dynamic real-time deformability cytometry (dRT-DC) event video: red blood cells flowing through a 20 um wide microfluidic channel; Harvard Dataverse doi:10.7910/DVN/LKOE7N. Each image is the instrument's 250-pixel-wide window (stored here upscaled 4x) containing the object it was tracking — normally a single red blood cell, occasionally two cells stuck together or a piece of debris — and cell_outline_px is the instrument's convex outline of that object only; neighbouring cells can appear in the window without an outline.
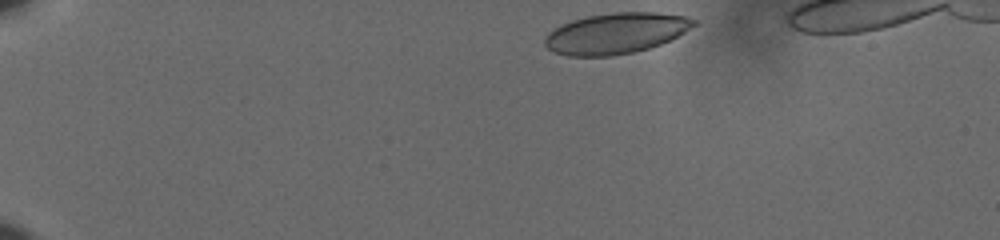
{"species": "human", "species_latin": "Homo sapiens", "temperature_condition": "cold", "stored_images_in_passage": 42, "camera_frame_rate_fps": 3000, "um_per_image_px": 0.085, "donor": {"sex": "male"}, "frame": {"image": 1, "passage_image": 1, "time_ms": 0.0, "image_size_px": [1000, 240], "cell_outline_px": [[696, 24], [684, 32], [660, 44], [648, 48], [632, 52], [612, 56], [568, 56], [552, 52], [544, 44], [544, 36], [548, 32], [560, 24], [572, 20], [588, 16], [612, 12], [656, 12], [684, 16], [696, 20]], "centroid_in_image_um": [52.29, 2.83], "position_along_channel_um": 32.7, "area_um2": 35.37}}
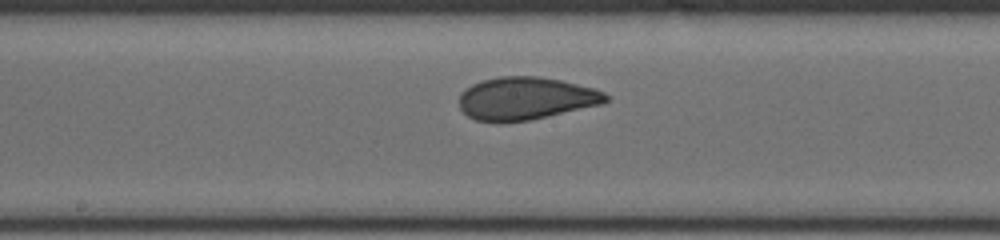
{"frame": {"image": 2, "passage_image": 23, "time_ms": 7.333, "image_size_px": [1000, 240], "cell_outline_px": [[608, 100], [600, 104], [548, 116], [528, 120], [500, 124], [476, 120], [468, 116], [460, 108], [460, 92], [464, 88], [480, 80], [500, 76], [540, 76], [560, 80], [592, 88], [604, 92], [608, 96]], "centroid_in_image_um": [44.62, 8.37], "position_along_channel_um": 203.6, "area_um2": 36.65}}
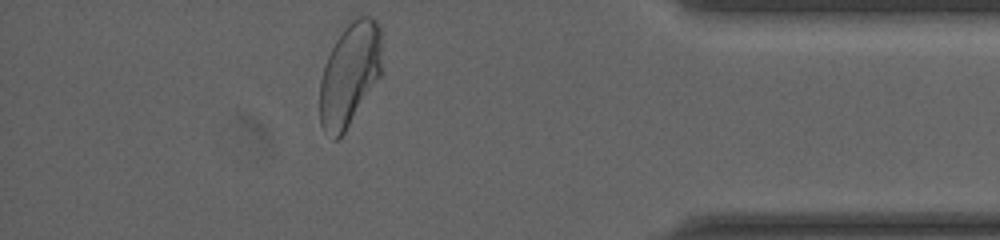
{"frame": {"image": 3, "passage_image": 42, "time_ms": 13.667, "image_size_px": [1000, 240], "cell_outline_px": [[384, 72], [344, 132], [336, 140], [332, 140], [324, 132], [320, 124], [320, 80], [324, 64], [336, 40], [344, 28], [356, 16], [372, 16], [380, 24]], "centroid_in_image_um": [29.76, 6.3], "position_along_channel_um": 405.4, "area_um2": 38.09}, "authors_computed_cell_mechanics": {"area_um2": 36.4718, "velocity_mm_per_s": 3.6154, "shape_relaxation_time_tau1_ms": 5.9872, "shape_relaxation_time_tau2_ms": 0.7608, "deformation_change_tau1": 0.1513, "deformation_change_tau2": 0.0446}}